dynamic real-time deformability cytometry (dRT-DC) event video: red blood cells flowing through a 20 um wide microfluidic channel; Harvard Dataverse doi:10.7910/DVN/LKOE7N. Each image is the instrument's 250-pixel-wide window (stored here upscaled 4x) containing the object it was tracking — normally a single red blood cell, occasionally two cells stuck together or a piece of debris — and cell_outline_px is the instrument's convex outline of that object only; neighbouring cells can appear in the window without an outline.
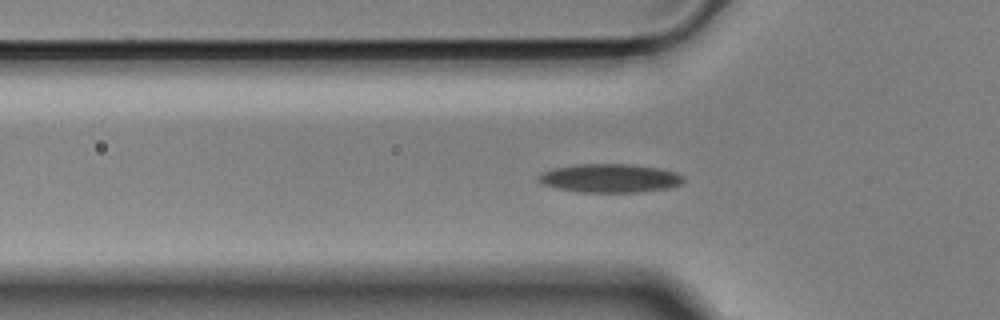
{"species": "Egyptian fruit bat (a non-hibernating species)", "species_latin": "Rousettus aegyptiacus", "temperature_condition": "cold", "stored_images_in_passage": 45, "camera_frame_rate_fps": 3000, "um_per_image_px": 0.085, "animal": {"sex": "male"}, "frame": {"image": 1, "passage_image": 6, "time_ms": 1.667, "image_size_px": [1000, 320], "cell_outline_px": [[684, 180], [680, 184], [668, 188], [636, 192], [584, 192], [560, 188], [544, 184], [540, 180], [540, 176], [544, 172], [552, 168], [580, 164], [632, 164], [660, 168], [676, 172], [684, 176]], "centroid_in_image_um": [51.92, 15.13], "position_along_channel_um": 73.9, "area_um2": 23.81}}
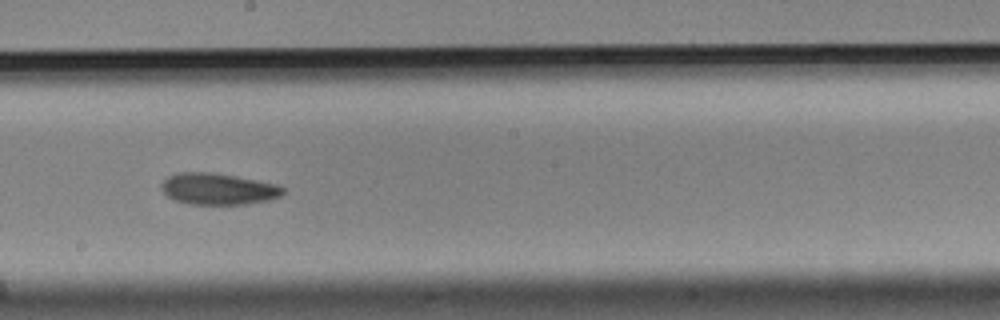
{"frame": {"image": 2, "passage_image": 19, "time_ms": 6.0, "image_size_px": [1000, 320], "cell_outline_px": [[284, 192], [280, 196], [268, 200], [244, 204], [192, 204], [176, 200], [168, 196], [160, 188], [160, 184], [168, 176], [180, 172], [212, 172], [236, 176], [276, 184], [284, 188]], "centroid_in_image_um": [18.52, 16.05], "position_along_channel_um": 229.7, "area_um2": 22.14}}
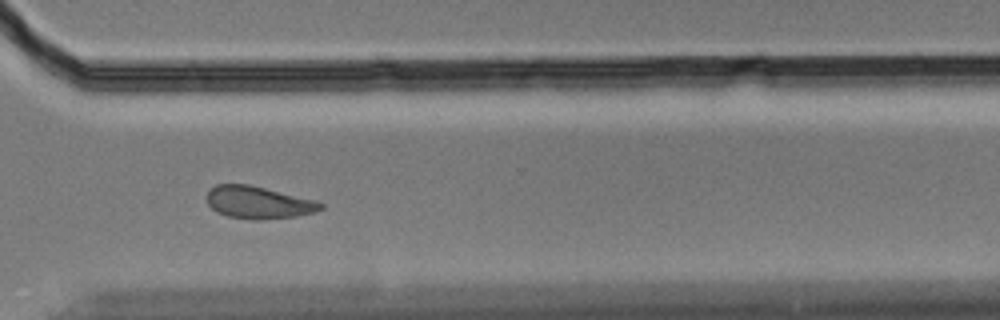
{"frame": {"image": 3, "passage_image": 29, "time_ms": 9.333, "image_size_px": [1000, 320], "cell_outline_px": [[324, 208], [316, 212], [300, 216], [260, 220], [252, 220], [228, 216], [216, 212], [208, 204], [204, 196], [208, 188], [216, 184], [248, 184], [316, 200], [324, 204]], "centroid_in_image_um": [21.94, 17.21], "position_along_channel_um": 348.7, "area_um2": 21.91}, "authors_computed_cell_mechanics": {"area_um2": 22.3686, "velocity_mm_per_s": 3.5775, "shape_relaxation_time_tau1_ms": 6.2584, "shape_relaxation_time_tau2_ms": 8.8173, "deformation_change_tau1": 0.1276, "deformation_change_tau2": 0.1584}}